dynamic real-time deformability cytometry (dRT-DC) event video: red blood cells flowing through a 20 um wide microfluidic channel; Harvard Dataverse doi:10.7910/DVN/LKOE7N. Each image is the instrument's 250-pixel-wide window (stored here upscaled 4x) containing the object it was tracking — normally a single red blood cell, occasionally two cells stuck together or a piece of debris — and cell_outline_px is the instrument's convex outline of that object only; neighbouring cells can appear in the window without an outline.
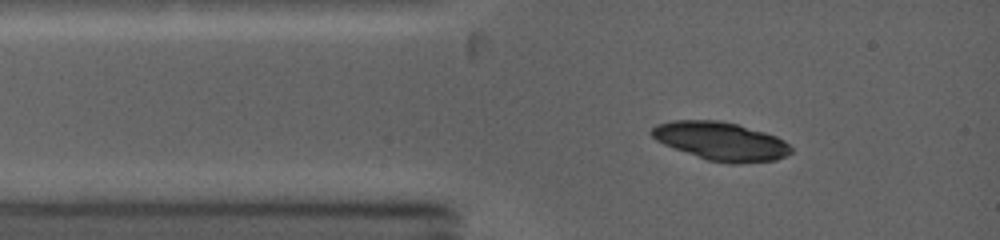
{"species": "common noctule bat (a hibernating species)", "species_latin": "Nyctalus noctula", "temperature_condition": "warm", "stored_images_in_passage": 3, "camera_frame_rate_fps": 5000, "um_per_image_px": 0.085, "animal": {"sex": "female", "body_mass_g": 19.0, "forearm_length_mm": 53.3}, "frame": {"image": 1, "passage_image": 1, "time_ms": 0.0, "image_size_px": [1000, 240], "cell_outline_px": [[792, 152], [776, 160], [736, 164], [732, 164], [708, 160], [664, 144], [656, 140], [648, 132], [656, 124], [672, 120], [720, 120], [736, 124], [764, 132], [776, 136], [784, 140], [792, 148]], "centroid_in_image_um": [61.27, 11.99], "position_along_channel_um": 23.7, "area_um2": 31.04}}